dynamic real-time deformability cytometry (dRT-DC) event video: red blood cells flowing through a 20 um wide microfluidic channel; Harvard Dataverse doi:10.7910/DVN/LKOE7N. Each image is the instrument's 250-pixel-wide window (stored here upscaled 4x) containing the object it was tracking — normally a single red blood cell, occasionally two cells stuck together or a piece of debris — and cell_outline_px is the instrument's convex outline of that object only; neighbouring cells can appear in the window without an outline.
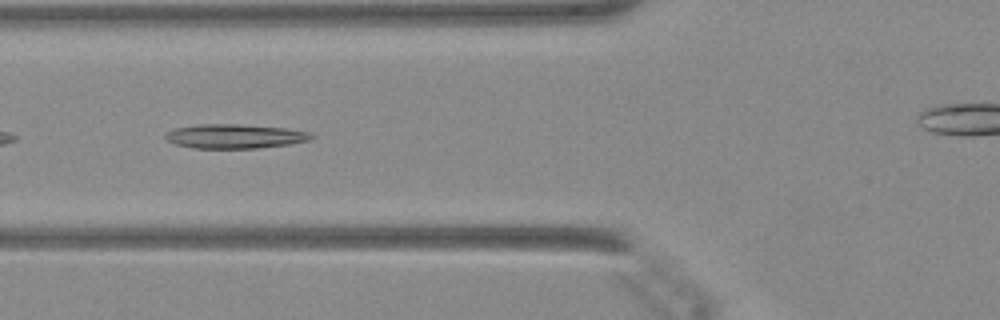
{"species": "Egyptian fruit bat (a non-hibernating species)", "species_latin": "Rousettus aegyptiacus", "temperature_condition": "warm", "stored_images_in_passage": 31, "camera_frame_rate_fps": 3000, "um_per_image_px": 0.085, "animal": {"sex": "female"}, "frame": {"image": 1, "passage_image": 4, "time_ms": 1.0, "image_size_px": [1000, 320], "cell_outline_px": [[316, 136], [312, 140], [292, 144], [260, 148], [192, 148], [176, 144], [168, 140], [164, 136], [172, 128], [200, 124], [236, 124], [288, 128], [312, 132]], "centroid_in_image_um": [20.04, 11.58], "position_along_channel_um": 105.8, "area_um2": 20.92}}
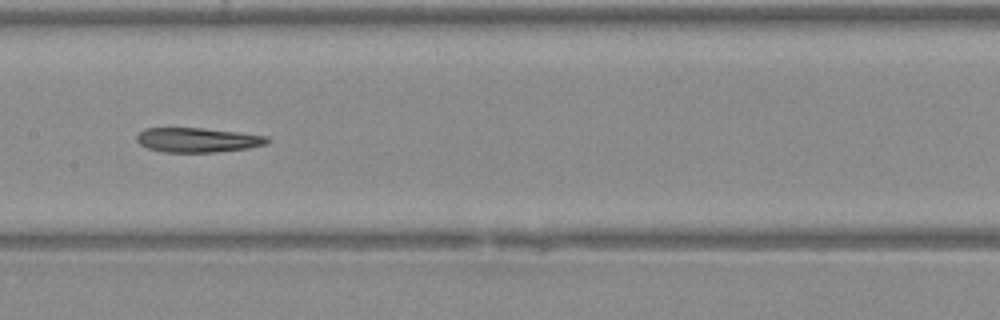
{"frame": {"image": 2, "passage_image": 10, "time_ms": 3.0, "image_size_px": [1000, 320], "cell_outline_px": [[272, 140], [268, 144], [248, 148], [216, 152], [164, 152], [148, 148], [140, 144], [136, 140], [136, 136], [144, 128], [200, 128], [236, 132], [268, 136]], "centroid_in_image_um": [16.82, 11.9], "position_along_channel_um": 190.6, "area_um2": 18.67}}
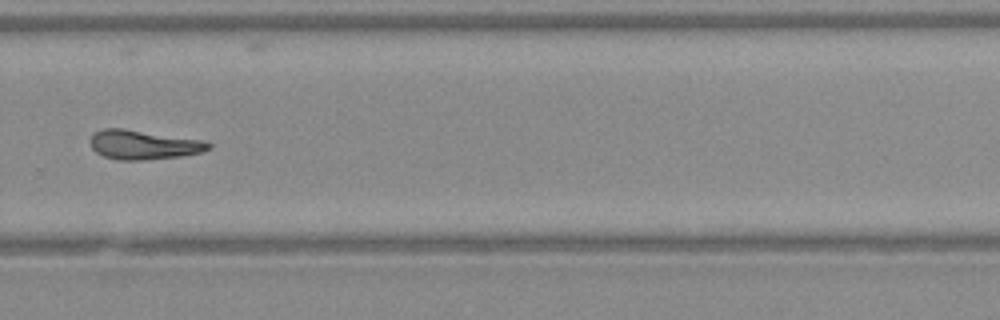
{"frame": {"image": 3, "passage_image": 19, "time_ms": 6.0, "image_size_px": [1000, 320], "cell_outline_px": [[212, 148], [200, 152], [180, 156], [144, 160], [116, 160], [104, 156], [96, 152], [92, 148], [88, 140], [96, 132], [104, 128], [124, 128], [204, 140], [212, 144]], "centroid_in_image_um": [12.19, 12.3], "position_along_channel_um": 317.6, "area_um2": 20.29}}